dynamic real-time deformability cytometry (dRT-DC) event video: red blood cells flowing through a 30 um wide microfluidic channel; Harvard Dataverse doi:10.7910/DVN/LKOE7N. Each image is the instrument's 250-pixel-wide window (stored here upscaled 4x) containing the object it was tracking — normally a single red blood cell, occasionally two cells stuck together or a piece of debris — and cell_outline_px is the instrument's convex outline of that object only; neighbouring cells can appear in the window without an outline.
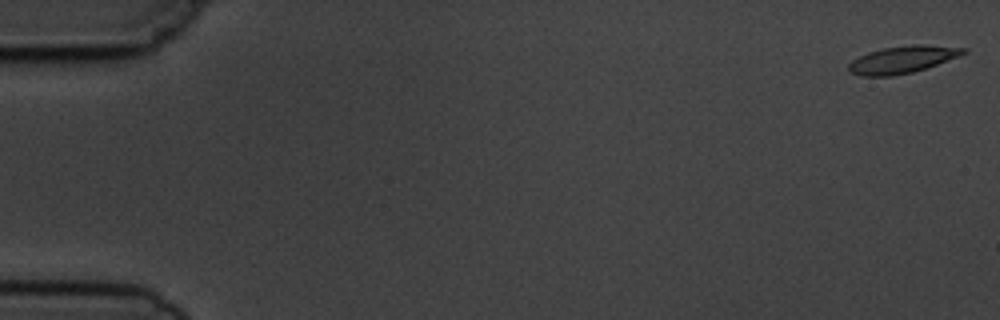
{"species": "common noctule bat (a hibernating species)", "species_latin": "Nyctalus noctula", "temperature_condition": "cold", "stored_images_in_passage": 10, "camera_frame_rate_fps": 3000, "um_per_image_px": 0.085, "animal": {"sex": "male", "body_mass_g": 19.5, "forearm_length_mm": 54.6}, "frame": {"image": 1, "passage_image": 1, "time_ms": 0.0, "image_size_px": [1000, 320], "cell_outline_px": [[968, 52], [960, 56], [912, 72], [892, 76], [860, 76], [848, 72], [848, 64], [852, 60], [868, 52], [884, 48], [912, 44], [920, 44], [968, 48]], "centroid_in_image_um": [76.7, 5.06], "position_along_channel_um": 8.3, "area_um2": 18.15}}
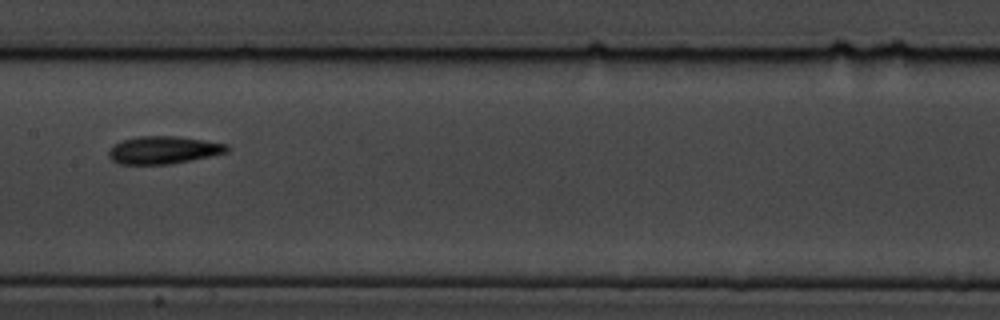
{"frame": {"image": 2, "passage_image": 8, "time_ms": 9.0, "image_size_px": [1000, 320], "cell_outline_px": [[232, 148], [228, 152], [172, 164], [120, 164], [112, 160], [108, 156], [108, 152], [112, 144], [136, 136], [176, 136], [204, 140], [228, 144]], "centroid_in_image_um": [13.9, 12.75], "position_along_channel_um": 193.5, "area_um2": 19.19}}
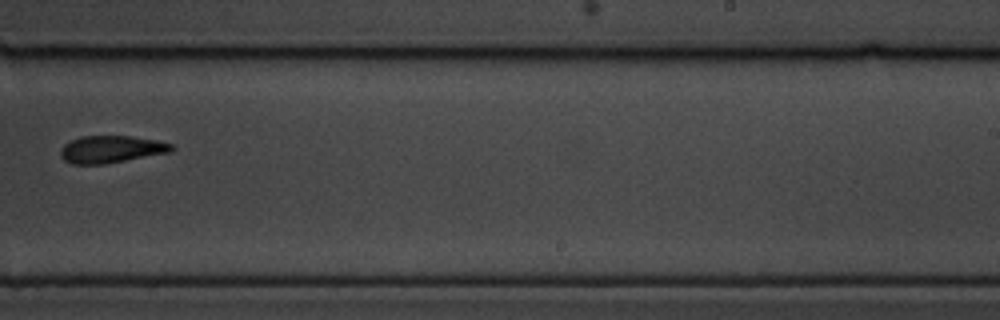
{"frame": {"image": 3, "passage_image": 10, "time_ms": 11.333, "image_size_px": [1000, 320], "cell_outline_px": [[176, 148], [172, 152], [104, 164], [72, 164], [64, 160], [60, 156], [60, 148], [64, 144], [80, 136], [128, 136], [156, 140], [172, 144]], "centroid_in_image_um": [9.45, 12.69], "position_along_channel_um": 279.6, "area_um2": 17.69}}